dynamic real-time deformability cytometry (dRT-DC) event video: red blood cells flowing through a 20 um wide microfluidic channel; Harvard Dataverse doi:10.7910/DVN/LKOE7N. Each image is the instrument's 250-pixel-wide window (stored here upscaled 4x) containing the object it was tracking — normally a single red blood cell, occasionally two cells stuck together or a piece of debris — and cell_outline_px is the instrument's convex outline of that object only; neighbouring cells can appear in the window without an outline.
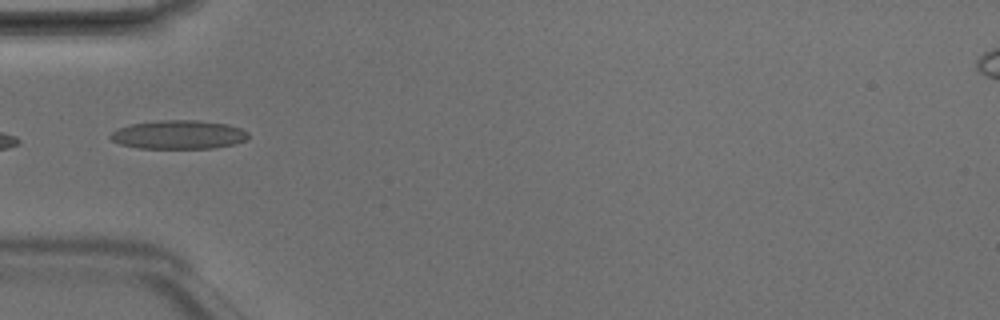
{"species": "Egyptian fruit bat (a non-hibernating species)", "species_latin": "Rousettus aegyptiacus", "temperature_condition": "room temperature", "stored_images_in_passage": 4, "camera_frame_rate_fps": 3000, "um_per_image_px": 0.085, "animal": {"sex": "male"}, "frame": {"image": 1, "passage_image": 4, "time_ms": 1.0, "image_size_px": [1000, 320], "cell_outline_px": [[248, 136], [244, 140], [232, 144], [212, 148], [140, 148], [120, 144], [112, 140], [108, 136], [112, 132], [128, 124], [156, 120], [200, 120], [228, 124], [240, 128], [248, 132]], "centroid_in_image_um": [15.15, 11.43], "position_along_channel_um": 69.8, "area_um2": 23.06}}